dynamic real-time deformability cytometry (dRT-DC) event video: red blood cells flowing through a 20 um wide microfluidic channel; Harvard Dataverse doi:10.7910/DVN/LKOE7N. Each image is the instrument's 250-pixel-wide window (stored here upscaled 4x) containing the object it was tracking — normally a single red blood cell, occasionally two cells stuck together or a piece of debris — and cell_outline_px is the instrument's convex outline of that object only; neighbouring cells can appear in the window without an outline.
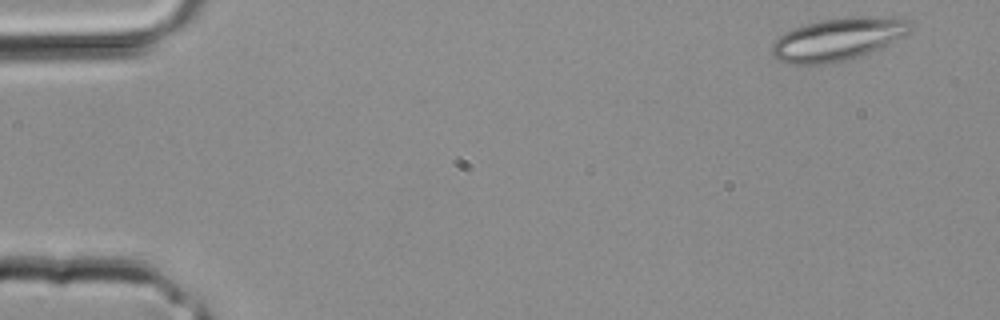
{"species": "common noctule bat (a hibernating species)", "species_latin": "Nyctalus noctula", "temperature_condition": "room temperature", "stored_images_in_passage": 4, "camera_frame_rate_fps": 3000, "um_per_image_px": 0.085, "animal": {"sex": "male", "body_mass_g": 20.4}, "frame": {"image": 1, "passage_image": 1, "time_ms": 0.0, "image_size_px": [1000, 320], "cell_outline_px": [[908, 32], [904, 36], [880, 48], [844, 60], [824, 64], [788, 64], [776, 60], [772, 52], [772, 44], [784, 32], [792, 28], [820, 20], [848, 16], [892, 16], [904, 20], [908, 28]], "centroid_in_image_um": [71.15, 3.32], "position_along_channel_um": 13.9, "area_um2": 34.04}}
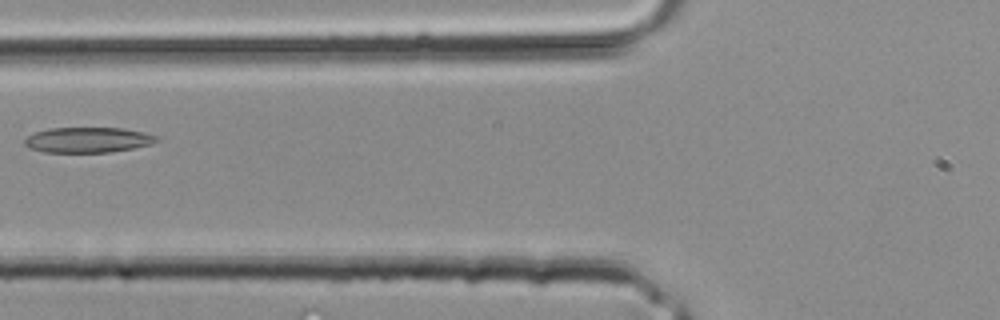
{"frame": {"image": 2, "passage_image": 4, "time_ms": 1.0, "image_size_px": [1000, 320], "cell_outline_px": [[160, 140], [152, 144], [132, 148], [108, 152], [44, 152], [32, 148], [24, 144], [24, 140], [28, 136], [36, 132], [52, 128], [120, 128], [140, 132], [156, 136]], "centroid_in_image_um": [7.47, 11.89], "position_along_channel_um": 118.3, "area_um2": 19.13}}